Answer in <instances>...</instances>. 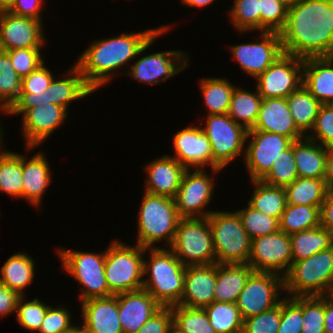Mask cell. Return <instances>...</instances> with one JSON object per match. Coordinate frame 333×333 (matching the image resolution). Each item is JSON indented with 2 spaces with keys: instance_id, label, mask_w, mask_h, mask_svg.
Listing matches in <instances>:
<instances>
[{
  "instance_id": "obj_1",
  "label": "cell",
  "mask_w": 333,
  "mask_h": 333,
  "mask_svg": "<svg viewBox=\"0 0 333 333\" xmlns=\"http://www.w3.org/2000/svg\"><path fill=\"white\" fill-rule=\"evenodd\" d=\"M283 53L333 57V0H297L280 32Z\"/></svg>"
},
{
  "instance_id": "obj_2",
  "label": "cell",
  "mask_w": 333,
  "mask_h": 333,
  "mask_svg": "<svg viewBox=\"0 0 333 333\" xmlns=\"http://www.w3.org/2000/svg\"><path fill=\"white\" fill-rule=\"evenodd\" d=\"M169 28L171 29L167 25L95 40L79 56L74 65L87 84L96 92L98 88L109 83L113 75L119 74V72L116 73L117 69L122 68L138 55H142Z\"/></svg>"
},
{
  "instance_id": "obj_3",
  "label": "cell",
  "mask_w": 333,
  "mask_h": 333,
  "mask_svg": "<svg viewBox=\"0 0 333 333\" xmlns=\"http://www.w3.org/2000/svg\"><path fill=\"white\" fill-rule=\"evenodd\" d=\"M150 259H144L143 289L162 306L179 305L184 291L185 266L168 248H149Z\"/></svg>"
},
{
  "instance_id": "obj_4",
  "label": "cell",
  "mask_w": 333,
  "mask_h": 333,
  "mask_svg": "<svg viewBox=\"0 0 333 333\" xmlns=\"http://www.w3.org/2000/svg\"><path fill=\"white\" fill-rule=\"evenodd\" d=\"M140 205L137 217V245L143 248H157L155 244L164 241L165 247L169 248L181 219L175 200L144 192Z\"/></svg>"
},
{
  "instance_id": "obj_5",
  "label": "cell",
  "mask_w": 333,
  "mask_h": 333,
  "mask_svg": "<svg viewBox=\"0 0 333 333\" xmlns=\"http://www.w3.org/2000/svg\"><path fill=\"white\" fill-rule=\"evenodd\" d=\"M332 289L333 246L292 262L284 276V291L287 297L329 295Z\"/></svg>"
},
{
  "instance_id": "obj_6",
  "label": "cell",
  "mask_w": 333,
  "mask_h": 333,
  "mask_svg": "<svg viewBox=\"0 0 333 333\" xmlns=\"http://www.w3.org/2000/svg\"><path fill=\"white\" fill-rule=\"evenodd\" d=\"M149 248L113 241L105 249V278L113 295L143 289L144 255Z\"/></svg>"
},
{
  "instance_id": "obj_7",
  "label": "cell",
  "mask_w": 333,
  "mask_h": 333,
  "mask_svg": "<svg viewBox=\"0 0 333 333\" xmlns=\"http://www.w3.org/2000/svg\"><path fill=\"white\" fill-rule=\"evenodd\" d=\"M216 263L245 264L251 253V239L238 213L214 211L208 216Z\"/></svg>"
},
{
  "instance_id": "obj_8",
  "label": "cell",
  "mask_w": 333,
  "mask_h": 333,
  "mask_svg": "<svg viewBox=\"0 0 333 333\" xmlns=\"http://www.w3.org/2000/svg\"><path fill=\"white\" fill-rule=\"evenodd\" d=\"M169 249L185 267L216 263L208 217L181 218Z\"/></svg>"
},
{
  "instance_id": "obj_9",
  "label": "cell",
  "mask_w": 333,
  "mask_h": 333,
  "mask_svg": "<svg viewBox=\"0 0 333 333\" xmlns=\"http://www.w3.org/2000/svg\"><path fill=\"white\" fill-rule=\"evenodd\" d=\"M62 266L78 283L82 284L79 301L112 296L105 278V251L82 252L59 248Z\"/></svg>"
},
{
  "instance_id": "obj_10",
  "label": "cell",
  "mask_w": 333,
  "mask_h": 333,
  "mask_svg": "<svg viewBox=\"0 0 333 333\" xmlns=\"http://www.w3.org/2000/svg\"><path fill=\"white\" fill-rule=\"evenodd\" d=\"M202 127L210 140L213 170L226 167L237 156L245 155L248 130L236 123L228 114L207 115ZM244 149V150H243Z\"/></svg>"
},
{
  "instance_id": "obj_11",
  "label": "cell",
  "mask_w": 333,
  "mask_h": 333,
  "mask_svg": "<svg viewBox=\"0 0 333 333\" xmlns=\"http://www.w3.org/2000/svg\"><path fill=\"white\" fill-rule=\"evenodd\" d=\"M282 291H284L283 276L272 272L254 271L236 302L242 319L258 315L278 305L282 300L280 297Z\"/></svg>"
},
{
  "instance_id": "obj_12",
  "label": "cell",
  "mask_w": 333,
  "mask_h": 333,
  "mask_svg": "<svg viewBox=\"0 0 333 333\" xmlns=\"http://www.w3.org/2000/svg\"><path fill=\"white\" fill-rule=\"evenodd\" d=\"M293 262L290 235L277 231L251 240L248 264L256 272L285 276Z\"/></svg>"
},
{
  "instance_id": "obj_13",
  "label": "cell",
  "mask_w": 333,
  "mask_h": 333,
  "mask_svg": "<svg viewBox=\"0 0 333 333\" xmlns=\"http://www.w3.org/2000/svg\"><path fill=\"white\" fill-rule=\"evenodd\" d=\"M247 141L249 144L243 157L251 181L261 180L271 169L273 161L294 142L277 133L252 128L248 130Z\"/></svg>"
},
{
  "instance_id": "obj_14",
  "label": "cell",
  "mask_w": 333,
  "mask_h": 333,
  "mask_svg": "<svg viewBox=\"0 0 333 333\" xmlns=\"http://www.w3.org/2000/svg\"><path fill=\"white\" fill-rule=\"evenodd\" d=\"M304 59L281 54L257 79L256 87L262 98H287L303 84ZM301 73V74H300Z\"/></svg>"
},
{
  "instance_id": "obj_15",
  "label": "cell",
  "mask_w": 333,
  "mask_h": 333,
  "mask_svg": "<svg viewBox=\"0 0 333 333\" xmlns=\"http://www.w3.org/2000/svg\"><path fill=\"white\" fill-rule=\"evenodd\" d=\"M204 169H187L174 198L181 218L208 217L214 211H205L211 202L215 181Z\"/></svg>"
},
{
  "instance_id": "obj_16",
  "label": "cell",
  "mask_w": 333,
  "mask_h": 333,
  "mask_svg": "<svg viewBox=\"0 0 333 333\" xmlns=\"http://www.w3.org/2000/svg\"><path fill=\"white\" fill-rule=\"evenodd\" d=\"M259 41L232 45L230 50L241 69L257 79L283 54L280 33L261 32Z\"/></svg>"
},
{
  "instance_id": "obj_17",
  "label": "cell",
  "mask_w": 333,
  "mask_h": 333,
  "mask_svg": "<svg viewBox=\"0 0 333 333\" xmlns=\"http://www.w3.org/2000/svg\"><path fill=\"white\" fill-rule=\"evenodd\" d=\"M141 57L129 67L130 71L124 74L150 85L163 83L183 71L189 65L190 58L182 50H166Z\"/></svg>"
},
{
  "instance_id": "obj_18",
  "label": "cell",
  "mask_w": 333,
  "mask_h": 333,
  "mask_svg": "<svg viewBox=\"0 0 333 333\" xmlns=\"http://www.w3.org/2000/svg\"><path fill=\"white\" fill-rule=\"evenodd\" d=\"M43 23L36 19L0 12V50L42 48L46 44Z\"/></svg>"
},
{
  "instance_id": "obj_19",
  "label": "cell",
  "mask_w": 333,
  "mask_h": 333,
  "mask_svg": "<svg viewBox=\"0 0 333 333\" xmlns=\"http://www.w3.org/2000/svg\"><path fill=\"white\" fill-rule=\"evenodd\" d=\"M172 141L175 151L172 157L186 169H203L209 165L215 174L222 170H213L211 144L202 126L186 127L175 133Z\"/></svg>"
},
{
  "instance_id": "obj_20",
  "label": "cell",
  "mask_w": 333,
  "mask_h": 333,
  "mask_svg": "<svg viewBox=\"0 0 333 333\" xmlns=\"http://www.w3.org/2000/svg\"><path fill=\"white\" fill-rule=\"evenodd\" d=\"M68 112L53 103L40 104L22 115V133L26 150L39 147L65 121Z\"/></svg>"
},
{
  "instance_id": "obj_21",
  "label": "cell",
  "mask_w": 333,
  "mask_h": 333,
  "mask_svg": "<svg viewBox=\"0 0 333 333\" xmlns=\"http://www.w3.org/2000/svg\"><path fill=\"white\" fill-rule=\"evenodd\" d=\"M217 263L186 266L184 291L179 305L189 308H204L215 301Z\"/></svg>"
},
{
  "instance_id": "obj_22",
  "label": "cell",
  "mask_w": 333,
  "mask_h": 333,
  "mask_svg": "<svg viewBox=\"0 0 333 333\" xmlns=\"http://www.w3.org/2000/svg\"><path fill=\"white\" fill-rule=\"evenodd\" d=\"M252 129L277 133L293 141L306 137L297 128L286 98H263Z\"/></svg>"
},
{
  "instance_id": "obj_23",
  "label": "cell",
  "mask_w": 333,
  "mask_h": 333,
  "mask_svg": "<svg viewBox=\"0 0 333 333\" xmlns=\"http://www.w3.org/2000/svg\"><path fill=\"white\" fill-rule=\"evenodd\" d=\"M144 167L148 177L144 192L174 199L187 169L172 155H163Z\"/></svg>"
},
{
  "instance_id": "obj_24",
  "label": "cell",
  "mask_w": 333,
  "mask_h": 333,
  "mask_svg": "<svg viewBox=\"0 0 333 333\" xmlns=\"http://www.w3.org/2000/svg\"><path fill=\"white\" fill-rule=\"evenodd\" d=\"M117 303L123 333L137 332L162 307L144 289L117 294Z\"/></svg>"
},
{
  "instance_id": "obj_25",
  "label": "cell",
  "mask_w": 333,
  "mask_h": 333,
  "mask_svg": "<svg viewBox=\"0 0 333 333\" xmlns=\"http://www.w3.org/2000/svg\"><path fill=\"white\" fill-rule=\"evenodd\" d=\"M82 324L86 333H123L117 295L82 301Z\"/></svg>"
},
{
  "instance_id": "obj_26",
  "label": "cell",
  "mask_w": 333,
  "mask_h": 333,
  "mask_svg": "<svg viewBox=\"0 0 333 333\" xmlns=\"http://www.w3.org/2000/svg\"><path fill=\"white\" fill-rule=\"evenodd\" d=\"M29 160L23 154V186L22 198L35 208L41 206V200L51 183L49 162L42 152H36Z\"/></svg>"
},
{
  "instance_id": "obj_27",
  "label": "cell",
  "mask_w": 333,
  "mask_h": 333,
  "mask_svg": "<svg viewBox=\"0 0 333 333\" xmlns=\"http://www.w3.org/2000/svg\"><path fill=\"white\" fill-rule=\"evenodd\" d=\"M303 85L321 104L333 99V57L305 58Z\"/></svg>"
},
{
  "instance_id": "obj_28",
  "label": "cell",
  "mask_w": 333,
  "mask_h": 333,
  "mask_svg": "<svg viewBox=\"0 0 333 333\" xmlns=\"http://www.w3.org/2000/svg\"><path fill=\"white\" fill-rule=\"evenodd\" d=\"M298 177L324 179L328 148L307 137L293 142Z\"/></svg>"
},
{
  "instance_id": "obj_29",
  "label": "cell",
  "mask_w": 333,
  "mask_h": 333,
  "mask_svg": "<svg viewBox=\"0 0 333 333\" xmlns=\"http://www.w3.org/2000/svg\"><path fill=\"white\" fill-rule=\"evenodd\" d=\"M64 74L63 79L53 78L47 88V103H53L64 107L66 110L71 102L85 98L95 91L87 84L79 69L73 65Z\"/></svg>"
},
{
  "instance_id": "obj_30",
  "label": "cell",
  "mask_w": 333,
  "mask_h": 333,
  "mask_svg": "<svg viewBox=\"0 0 333 333\" xmlns=\"http://www.w3.org/2000/svg\"><path fill=\"white\" fill-rule=\"evenodd\" d=\"M254 272L248 264H220L217 263V282L215 287V301L236 303L249 276Z\"/></svg>"
},
{
  "instance_id": "obj_31",
  "label": "cell",
  "mask_w": 333,
  "mask_h": 333,
  "mask_svg": "<svg viewBox=\"0 0 333 333\" xmlns=\"http://www.w3.org/2000/svg\"><path fill=\"white\" fill-rule=\"evenodd\" d=\"M34 261L25 252L11 255L0 269V283L16 291L20 296H25V288L30 286L34 280Z\"/></svg>"
},
{
  "instance_id": "obj_32",
  "label": "cell",
  "mask_w": 333,
  "mask_h": 333,
  "mask_svg": "<svg viewBox=\"0 0 333 333\" xmlns=\"http://www.w3.org/2000/svg\"><path fill=\"white\" fill-rule=\"evenodd\" d=\"M286 100L297 128L307 136V132H311L315 124L316 116L322 104L303 84L297 90L291 92Z\"/></svg>"
},
{
  "instance_id": "obj_33",
  "label": "cell",
  "mask_w": 333,
  "mask_h": 333,
  "mask_svg": "<svg viewBox=\"0 0 333 333\" xmlns=\"http://www.w3.org/2000/svg\"><path fill=\"white\" fill-rule=\"evenodd\" d=\"M251 183L256 188L248 204L255 210L280 221L287 205L285 188L268 185L261 180H254Z\"/></svg>"
},
{
  "instance_id": "obj_34",
  "label": "cell",
  "mask_w": 333,
  "mask_h": 333,
  "mask_svg": "<svg viewBox=\"0 0 333 333\" xmlns=\"http://www.w3.org/2000/svg\"><path fill=\"white\" fill-rule=\"evenodd\" d=\"M293 262L333 246V236L321 225L290 235Z\"/></svg>"
},
{
  "instance_id": "obj_35",
  "label": "cell",
  "mask_w": 333,
  "mask_h": 333,
  "mask_svg": "<svg viewBox=\"0 0 333 333\" xmlns=\"http://www.w3.org/2000/svg\"><path fill=\"white\" fill-rule=\"evenodd\" d=\"M255 91L251 92L235 86L227 113L247 130L254 127L263 99L257 87Z\"/></svg>"
},
{
  "instance_id": "obj_36",
  "label": "cell",
  "mask_w": 333,
  "mask_h": 333,
  "mask_svg": "<svg viewBox=\"0 0 333 333\" xmlns=\"http://www.w3.org/2000/svg\"><path fill=\"white\" fill-rule=\"evenodd\" d=\"M328 190L324 179L298 177L285 187L287 204L321 206Z\"/></svg>"
},
{
  "instance_id": "obj_37",
  "label": "cell",
  "mask_w": 333,
  "mask_h": 333,
  "mask_svg": "<svg viewBox=\"0 0 333 333\" xmlns=\"http://www.w3.org/2000/svg\"><path fill=\"white\" fill-rule=\"evenodd\" d=\"M226 78H202L200 89L207 115L227 114L235 85Z\"/></svg>"
},
{
  "instance_id": "obj_38",
  "label": "cell",
  "mask_w": 333,
  "mask_h": 333,
  "mask_svg": "<svg viewBox=\"0 0 333 333\" xmlns=\"http://www.w3.org/2000/svg\"><path fill=\"white\" fill-rule=\"evenodd\" d=\"M0 150V192L22 198L23 155Z\"/></svg>"
},
{
  "instance_id": "obj_39",
  "label": "cell",
  "mask_w": 333,
  "mask_h": 333,
  "mask_svg": "<svg viewBox=\"0 0 333 333\" xmlns=\"http://www.w3.org/2000/svg\"><path fill=\"white\" fill-rule=\"evenodd\" d=\"M321 206L286 205L280 218V230L287 235L309 230L321 225Z\"/></svg>"
},
{
  "instance_id": "obj_40",
  "label": "cell",
  "mask_w": 333,
  "mask_h": 333,
  "mask_svg": "<svg viewBox=\"0 0 333 333\" xmlns=\"http://www.w3.org/2000/svg\"><path fill=\"white\" fill-rule=\"evenodd\" d=\"M216 333H241L243 319L236 303L216 302L204 307Z\"/></svg>"
},
{
  "instance_id": "obj_41",
  "label": "cell",
  "mask_w": 333,
  "mask_h": 333,
  "mask_svg": "<svg viewBox=\"0 0 333 333\" xmlns=\"http://www.w3.org/2000/svg\"><path fill=\"white\" fill-rule=\"evenodd\" d=\"M21 83L22 79L12 66L9 55L0 50V110L6 115L20 96Z\"/></svg>"
},
{
  "instance_id": "obj_42",
  "label": "cell",
  "mask_w": 333,
  "mask_h": 333,
  "mask_svg": "<svg viewBox=\"0 0 333 333\" xmlns=\"http://www.w3.org/2000/svg\"><path fill=\"white\" fill-rule=\"evenodd\" d=\"M173 324L185 333H216L204 308L172 306Z\"/></svg>"
},
{
  "instance_id": "obj_43",
  "label": "cell",
  "mask_w": 333,
  "mask_h": 333,
  "mask_svg": "<svg viewBox=\"0 0 333 333\" xmlns=\"http://www.w3.org/2000/svg\"><path fill=\"white\" fill-rule=\"evenodd\" d=\"M296 178H298V172L294 159L292 143L288 149L281 152V155L273 161L271 169L261 179V181L268 185L285 188Z\"/></svg>"
},
{
  "instance_id": "obj_44",
  "label": "cell",
  "mask_w": 333,
  "mask_h": 333,
  "mask_svg": "<svg viewBox=\"0 0 333 333\" xmlns=\"http://www.w3.org/2000/svg\"><path fill=\"white\" fill-rule=\"evenodd\" d=\"M229 15L239 32L260 31V0H234Z\"/></svg>"
},
{
  "instance_id": "obj_45",
  "label": "cell",
  "mask_w": 333,
  "mask_h": 333,
  "mask_svg": "<svg viewBox=\"0 0 333 333\" xmlns=\"http://www.w3.org/2000/svg\"><path fill=\"white\" fill-rule=\"evenodd\" d=\"M236 212L240 216L243 227L251 240L280 230V223L277 218L261 213L249 204L246 208Z\"/></svg>"
},
{
  "instance_id": "obj_46",
  "label": "cell",
  "mask_w": 333,
  "mask_h": 333,
  "mask_svg": "<svg viewBox=\"0 0 333 333\" xmlns=\"http://www.w3.org/2000/svg\"><path fill=\"white\" fill-rule=\"evenodd\" d=\"M301 333H325V295L302 296Z\"/></svg>"
},
{
  "instance_id": "obj_47",
  "label": "cell",
  "mask_w": 333,
  "mask_h": 333,
  "mask_svg": "<svg viewBox=\"0 0 333 333\" xmlns=\"http://www.w3.org/2000/svg\"><path fill=\"white\" fill-rule=\"evenodd\" d=\"M24 298H26V295L20 296L17 301V322L26 330L38 332L49 305L37 298L27 302Z\"/></svg>"
},
{
  "instance_id": "obj_48",
  "label": "cell",
  "mask_w": 333,
  "mask_h": 333,
  "mask_svg": "<svg viewBox=\"0 0 333 333\" xmlns=\"http://www.w3.org/2000/svg\"><path fill=\"white\" fill-rule=\"evenodd\" d=\"M302 324V296L282 298L281 321L277 333H301Z\"/></svg>"
},
{
  "instance_id": "obj_49",
  "label": "cell",
  "mask_w": 333,
  "mask_h": 333,
  "mask_svg": "<svg viewBox=\"0 0 333 333\" xmlns=\"http://www.w3.org/2000/svg\"><path fill=\"white\" fill-rule=\"evenodd\" d=\"M287 10L275 0H260V32L280 33L287 21Z\"/></svg>"
},
{
  "instance_id": "obj_50",
  "label": "cell",
  "mask_w": 333,
  "mask_h": 333,
  "mask_svg": "<svg viewBox=\"0 0 333 333\" xmlns=\"http://www.w3.org/2000/svg\"><path fill=\"white\" fill-rule=\"evenodd\" d=\"M281 321V301L270 310L243 320L241 333H277Z\"/></svg>"
},
{
  "instance_id": "obj_51",
  "label": "cell",
  "mask_w": 333,
  "mask_h": 333,
  "mask_svg": "<svg viewBox=\"0 0 333 333\" xmlns=\"http://www.w3.org/2000/svg\"><path fill=\"white\" fill-rule=\"evenodd\" d=\"M5 52L9 55L12 66L21 79L45 62L41 48H20Z\"/></svg>"
},
{
  "instance_id": "obj_52",
  "label": "cell",
  "mask_w": 333,
  "mask_h": 333,
  "mask_svg": "<svg viewBox=\"0 0 333 333\" xmlns=\"http://www.w3.org/2000/svg\"><path fill=\"white\" fill-rule=\"evenodd\" d=\"M311 135L307 138L320 143L324 147H333V110L326 104H322L316 116Z\"/></svg>"
},
{
  "instance_id": "obj_53",
  "label": "cell",
  "mask_w": 333,
  "mask_h": 333,
  "mask_svg": "<svg viewBox=\"0 0 333 333\" xmlns=\"http://www.w3.org/2000/svg\"><path fill=\"white\" fill-rule=\"evenodd\" d=\"M71 312L63 306H49L42 321L39 333H63L69 329L71 324Z\"/></svg>"
},
{
  "instance_id": "obj_54",
  "label": "cell",
  "mask_w": 333,
  "mask_h": 333,
  "mask_svg": "<svg viewBox=\"0 0 333 333\" xmlns=\"http://www.w3.org/2000/svg\"><path fill=\"white\" fill-rule=\"evenodd\" d=\"M45 62L26 77L22 78L21 93H40L47 90L54 76Z\"/></svg>"
},
{
  "instance_id": "obj_55",
  "label": "cell",
  "mask_w": 333,
  "mask_h": 333,
  "mask_svg": "<svg viewBox=\"0 0 333 333\" xmlns=\"http://www.w3.org/2000/svg\"><path fill=\"white\" fill-rule=\"evenodd\" d=\"M172 325V307H161L135 333H169Z\"/></svg>"
},
{
  "instance_id": "obj_56",
  "label": "cell",
  "mask_w": 333,
  "mask_h": 333,
  "mask_svg": "<svg viewBox=\"0 0 333 333\" xmlns=\"http://www.w3.org/2000/svg\"><path fill=\"white\" fill-rule=\"evenodd\" d=\"M47 103V90L40 93H20L18 100L7 111V114L19 115L24 114L28 109Z\"/></svg>"
},
{
  "instance_id": "obj_57",
  "label": "cell",
  "mask_w": 333,
  "mask_h": 333,
  "mask_svg": "<svg viewBox=\"0 0 333 333\" xmlns=\"http://www.w3.org/2000/svg\"><path fill=\"white\" fill-rule=\"evenodd\" d=\"M43 5L44 0H16L9 12L18 16L30 17L42 22L43 20L40 13L42 12Z\"/></svg>"
},
{
  "instance_id": "obj_58",
  "label": "cell",
  "mask_w": 333,
  "mask_h": 333,
  "mask_svg": "<svg viewBox=\"0 0 333 333\" xmlns=\"http://www.w3.org/2000/svg\"><path fill=\"white\" fill-rule=\"evenodd\" d=\"M20 295L0 283V317L16 313L17 301Z\"/></svg>"
},
{
  "instance_id": "obj_59",
  "label": "cell",
  "mask_w": 333,
  "mask_h": 333,
  "mask_svg": "<svg viewBox=\"0 0 333 333\" xmlns=\"http://www.w3.org/2000/svg\"><path fill=\"white\" fill-rule=\"evenodd\" d=\"M321 226L333 236V190H328L320 208Z\"/></svg>"
},
{
  "instance_id": "obj_60",
  "label": "cell",
  "mask_w": 333,
  "mask_h": 333,
  "mask_svg": "<svg viewBox=\"0 0 333 333\" xmlns=\"http://www.w3.org/2000/svg\"><path fill=\"white\" fill-rule=\"evenodd\" d=\"M325 333H333V299L325 295Z\"/></svg>"
},
{
  "instance_id": "obj_61",
  "label": "cell",
  "mask_w": 333,
  "mask_h": 333,
  "mask_svg": "<svg viewBox=\"0 0 333 333\" xmlns=\"http://www.w3.org/2000/svg\"><path fill=\"white\" fill-rule=\"evenodd\" d=\"M324 181L326 187L329 190H333V147L328 148Z\"/></svg>"
},
{
  "instance_id": "obj_62",
  "label": "cell",
  "mask_w": 333,
  "mask_h": 333,
  "mask_svg": "<svg viewBox=\"0 0 333 333\" xmlns=\"http://www.w3.org/2000/svg\"><path fill=\"white\" fill-rule=\"evenodd\" d=\"M183 5L189 6V7H205L208 4H211L215 0H181Z\"/></svg>"
},
{
  "instance_id": "obj_63",
  "label": "cell",
  "mask_w": 333,
  "mask_h": 333,
  "mask_svg": "<svg viewBox=\"0 0 333 333\" xmlns=\"http://www.w3.org/2000/svg\"><path fill=\"white\" fill-rule=\"evenodd\" d=\"M15 2L16 0H0V12L9 11Z\"/></svg>"
},
{
  "instance_id": "obj_64",
  "label": "cell",
  "mask_w": 333,
  "mask_h": 333,
  "mask_svg": "<svg viewBox=\"0 0 333 333\" xmlns=\"http://www.w3.org/2000/svg\"><path fill=\"white\" fill-rule=\"evenodd\" d=\"M63 333H86V330L82 324V326L72 325L69 329H67Z\"/></svg>"
},
{
  "instance_id": "obj_65",
  "label": "cell",
  "mask_w": 333,
  "mask_h": 333,
  "mask_svg": "<svg viewBox=\"0 0 333 333\" xmlns=\"http://www.w3.org/2000/svg\"><path fill=\"white\" fill-rule=\"evenodd\" d=\"M275 1L281 3L287 9H290L296 3L297 0H275Z\"/></svg>"
},
{
  "instance_id": "obj_66",
  "label": "cell",
  "mask_w": 333,
  "mask_h": 333,
  "mask_svg": "<svg viewBox=\"0 0 333 333\" xmlns=\"http://www.w3.org/2000/svg\"><path fill=\"white\" fill-rule=\"evenodd\" d=\"M169 333H185L178 329L174 324L171 326Z\"/></svg>"
},
{
  "instance_id": "obj_67",
  "label": "cell",
  "mask_w": 333,
  "mask_h": 333,
  "mask_svg": "<svg viewBox=\"0 0 333 333\" xmlns=\"http://www.w3.org/2000/svg\"><path fill=\"white\" fill-rule=\"evenodd\" d=\"M2 131H3V129H2V127H1V125H0V146L2 147V148L0 147V150L3 149V144H2V143H3V141H2V138H3V137H2L3 132H2Z\"/></svg>"
},
{
  "instance_id": "obj_68",
  "label": "cell",
  "mask_w": 333,
  "mask_h": 333,
  "mask_svg": "<svg viewBox=\"0 0 333 333\" xmlns=\"http://www.w3.org/2000/svg\"><path fill=\"white\" fill-rule=\"evenodd\" d=\"M333 110V99H331L328 103H326Z\"/></svg>"
},
{
  "instance_id": "obj_69",
  "label": "cell",
  "mask_w": 333,
  "mask_h": 333,
  "mask_svg": "<svg viewBox=\"0 0 333 333\" xmlns=\"http://www.w3.org/2000/svg\"><path fill=\"white\" fill-rule=\"evenodd\" d=\"M329 296L333 299V289L330 291Z\"/></svg>"
}]
</instances>
